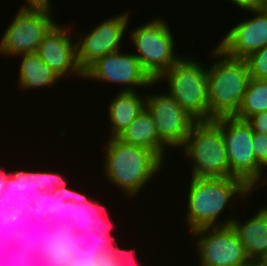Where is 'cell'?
<instances>
[{"mask_svg": "<svg viewBox=\"0 0 267 266\" xmlns=\"http://www.w3.org/2000/svg\"><path fill=\"white\" fill-rule=\"evenodd\" d=\"M146 108L152 114L160 140L168 147H182L196 122L169 94L146 95Z\"/></svg>", "mask_w": 267, "mask_h": 266, "instance_id": "30bf717a", "label": "cell"}, {"mask_svg": "<svg viewBox=\"0 0 267 266\" xmlns=\"http://www.w3.org/2000/svg\"><path fill=\"white\" fill-rule=\"evenodd\" d=\"M14 245V233H10L5 229L0 232V253L6 252V249ZM2 255L0 254V262L4 265Z\"/></svg>", "mask_w": 267, "mask_h": 266, "instance_id": "836d02e7", "label": "cell"}, {"mask_svg": "<svg viewBox=\"0 0 267 266\" xmlns=\"http://www.w3.org/2000/svg\"><path fill=\"white\" fill-rule=\"evenodd\" d=\"M196 236L200 266H243L250 263L244 245L231 225L204 227L191 232Z\"/></svg>", "mask_w": 267, "mask_h": 266, "instance_id": "9c48e42d", "label": "cell"}, {"mask_svg": "<svg viewBox=\"0 0 267 266\" xmlns=\"http://www.w3.org/2000/svg\"><path fill=\"white\" fill-rule=\"evenodd\" d=\"M186 223L190 232L204 227L228 226L233 218L218 223L219 215L235 196L246 198L250 189L242 180L234 177L195 178L189 184ZM218 223V224H217ZM221 224V225H220Z\"/></svg>", "mask_w": 267, "mask_h": 266, "instance_id": "6da1fadb", "label": "cell"}, {"mask_svg": "<svg viewBox=\"0 0 267 266\" xmlns=\"http://www.w3.org/2000/svg\"><path fill=\"white\" fill-rule=\"evenodd\" d=\"M267 111V80L251 77L242 104L234 116L246 120L256 113Z\"/></svg>", "mask_w": 267, "mask_h": 266, "instance_id": "603a6c76", "label": "cell"}, {"mask_svg": "<svg viewBox=\"0 0 267 266\" xmlns=\"http://www.w3.org/2000/svg\"><path fill=\"white\" fill-rule=\"evenodd\" d=\"M135 250L134 249H122L120 247H110L108 249H106V251L104 252L105 255H109V256H112L114 258V260H116V262L118 263L119 266H124L125 264L127 263H134L135 260L133 255H135L134 252ZM131 252H134L132 253V255L128 254V253H131ZM133 260V261H132Z\"/></svg>", "mask_w": 267, "mask_h": 266, "instance_id": "4dcf8cb0", "label": "cell"}, {"mask_svg": "<svg viewBox=\"0 0 267 266\" xmlns=\"http://www.w3.org/2000/svg\"><path fill=\"white\" fill-rule=\"evenodd\" d=\"M3 169H0V214H5V205L3 203V198L1 197L2 193L5 190V183H7V180L10 178V175L12 173H7L5 171H2Z\"/></svg>", "mask_w": 267, "mask_h": 266, "instance_id": "d590c367", "label": "cell"}, {"mask_svg": "<svg viewBox=\"0 0 267 266\" xmlns=\"http://www.w3.org/2000/svg\"><path fill=\"white\" fill-rule=\"evenodd\" d=\"M98 266H119L112 256L100 254L98 256Z\"/></svg>", "mask_w": 267, "mask_h": 266, "instance_id": "8d00e7d4", "label": "cell"}, {"mask_svg": "<svg viewBox=\"0 0 267 266\" xmlns=\"http://www.w3.org/2000/svg\"><path fill=\"white\" fill-rule=\"evenodd\" d=\"M185 156L194 161L192 176L195 178L232 177L221 131V118L196 121L183 145Z\"/></svg>", "mask_w": 267, "mask_h": 266, "instance_id": "277c9868", "label": "cell"}, {"mask_svg": "<svg viewBox=\"0 0 267 266\" xmlns=\"http://www.w3.org/2000/svg\"><path fill=\"white\" fill-rule=\"evenodd\" d=\"M263 261L267 264V256L265 257V259Z\"/></svg>", "mask_w": 267, "mask_h": 266, "instance_id": "b9f144b4", "label": "cell"}, {"mask_svg": "<svg viewBox=\"0 0 267 266\" xmlns=\"http://www.w3.org/2000/svg\"><path fill=\"white\" fill-rule=\"evenodd\" d=\"M253 132L267 135V111L256 113L246 119Z\"/></svg>", "mask_w": 267, "mask_h": 266, "instance_id": "1f68e13d", "label": "cell"}, {"mask_svg": "<svg viewBox=\"0 0 267 266\" xmlns=\"http://www.w3.org/2000/svg\"><path fill=\"white\" fill-rule=\"evenodd\" d=\"M117 138L126 144L148 148L164 162L166 145L160 140L153 116L146 107Z\"/></svg>", "mask_w": 267, "mask_h": 266, "instance_id": "d6986e66", "label": "cell"}, {"mask_svg": "<svg viewBox=\"0 0 267 266\" xmlns=\"http://www.w3.org/2000/svg\"><path fill=\"white\" fill-rule=\"evenodd\" d=\"M98 253L93 248H79L77 258H70L64 266H98Z\"/></svg>", "mask_w": 267, "mask_h": 266, "instance_id": "83f0119b", "label": "cell"}, {"mask_svg": "<svg viewBox=\"0 0 267 266\" xmlns=\"http://www.w3.org/2000/svg\"><path fill=\"white\" fill-rule=\"evenodd\" d=\"M251 77L267 80V46L245 58Z\"/></svg>", "mask_w": 267, "mask_h": 266, "instance_id": "d4e9b609", "label": "cell"}, {"mask_svg": "<svg viewBox=\"0 0 267 266\" xmlns=\"http://www.w3.org/2000/svg\"><path fill=\"white\" fill-rule=\"evenodd\" d=\"M32 199L33 204L30 207L32 211H30L29 221L33 222L35 220L37 223L43 218L60 223V209L65 202L78 204L89 201L86 195L66 187L54 189L51 192H43Z\"/></svg>", "mask_w": 267, "mask_h": 266, "instance_id": "ffe728a7", "label": "cell"}, {"mask_svg": "<svg viewBox=\"0 0 267 266\" xmlns=\"http://www.w3.org/2000/svg\"><path fill=\"white\" fill-rule=\"evenodd\" d=\"M129 13L108 18L92 29L83 39L77 41L79 67L85 72L98 59L107 54L120 51V41L127 29Z\"/></svg>", "mask_w": 267, "mask_h": 266, "instance_id": "7c38bea8", "label": "cell"}, {"mask_svg": "<svg viewBox=\"0 0 267 266\" xmlns=\"http://www.w3.org/2000/svg\"><path fill=\"white\" fill-rule=\"evenodd\" d=\"M105 146L104 175L131 197L160 171L163 161L151 150L110 138Z\"/></svg>", "mask_w": 267, "mask_h": 266, "instance_id": "7a4b0ae2", "label": "cell"}, {"mask_svg": "<svg viewBox=\"0 0 267 266\" xmlns=\"http://www.w3.org/2000/svg\"><path fill=\"white\" fill-rule=\"evenodd\" d=\"M82 237L88 242L84 248H93L97 250L98 255L104 254L106 249L114 247L117 241L113 242L111 236H105L100 233H94L92 230L85 231ZM114 243V244H113Z\"/></svg>", "mask_w": 267, "mask_h": 266, "instance_id": "4316f807", "label": "cell"}, {"mask_svg": "<svg viewBox=\"0 0 267 266\" xmlns=\"http://www.w3.org/2000/svg\"><path fill=\"white\" fill-rule=\"evenodd\" d=\"M230 225L244 245L250 261L264 260L267 256V206L259 208L256 215L244 223L235 218Z\"/></svg>", "mask_w": 267, "mask_h": 266, "instance_id": "ac0fdd59", "label": "cell"}, {"mask_svg": "<svg viewBox=\"0 0 267 266\" xmlns=\"http://www.w3.org/2000/svg\"><path fill=\"white\" fill-rule=\"evenodd\" d=\"M87 241L64 223L52 222V230L46 234L45 244L39 250L40 260L50 266H64L70 258H77L79 248Z\"/></svg>", "mask_w": 267, "mask_h": 266, "instance_id": "2e32d148", "label": "cell"}, {"mask_svg": "<svg viewBox=\"0 0 267 266\" xmlns=\"http://www.w3.org/2000/svg\"><path fill=\"white\" fill-rule=\"evenodd\" d=\"M195 59L180 58L157 80H167L170 95L196 121H209L207 68Z\"/></svg>", "mask_w": 267, "mask_h": 266, "instance_id": "5b68a950", "label": "cell"}, {"mask_svg": "<svg viewBox=\"0 0 267 266\" xmlns=\"http://www.w3.org/2000/svg\"><path fill=\"white\" fill-rule=\"evenodd\" d=\"M126 85L121 91H135L134 87H149L157 83L142 68L137 56L121 51L112 52L98 59L85 72L84 79ZM133 87V88H132Z\"/></svg>", "mask_w": 267, "mask_h": 266, "instance_id": "8fae6325", "label": "cell"}, {"mask_svg": "<svg viewBox=\"0 0 267 266\" xmlns=\"http://www.w3.org/2000/svg\"><path fill=\"white\" fill-rule=\"evenodd\" d=\"M163 19H153L132 31L130 37L137 51L142 68L156 81L181 57L174 51V38Z\"/></svg>", "mask_w": 267, "mask_h": 266, "instance_id": "ba28073f", "label": "cell"}, {"mask_svg": "<svg viewBox=\"0 0 267 266\" xmlns=\"http://www.w3.org/2000/svg\"><path fill=\"white\" fill-rule=\"evenodd\" d=\"M19 86L23 89H35L54 85L61 79L36 52L21 55Z\"/></svg>", "mask_w": 267, "mask_h": 266, "instance_id": "7402d4cb", "label": "cell"}, {"mask_svg": "<svg viewBox=\"0 0 267 266\" xmlns=\"http://www.w3.org/2000/svg\"><path fill=\"white\" fill-rule=\"evenodd\" d=\"M68 30L56 24L44 37L36 53L59 77H64L68 72L69 75L73 73L84 78L78 64L77 43H73Z\"/></svg>", "mask_w": 267, "mask_h": 266, "instance_id": "5bb4252c", "label": "cell"}, {"mask_svg": "<svg viewBox=\"0 0 267 266\" xmlns=\"http://www.w3.org/2000/svg\"><path fill=\"white\" fill-rule=\"evenodd\" d=\"M138 266V264H137V262L136 263H127V264H125L124 266Z\"/></svg>", "mask_w": 267, "mask_h": 266, "instance_id": "60d3db41", "label": "cell"}, {"mask_svg": "<svg viewBox=\"0 0 267 266\" xmlns=\"http://www.w3.org/2000/svg\"><path fill=\"white\" fill-rule=\"evenodd\" d=\"M248 11L255 17L234 25L217 45L229 57L245 59L267 46V6Z\"/></svg>", "mask_w": 267, "mask_h": 266, "instance_id": "4fadbf2b", "label": "cell"}, {"mask_svg": "<svg viewBox=\"0 0 267 266\" xmlns=\"http://www.w3.org/2000/svg\"><path fill=\"white\" fill-rule=\"evenodd\" d=\"M250 266H267V264L263 261H250Z\"/></svg>", "mask_w": 267, "mask_h": 266, "instance_id": "74e56055", "label": "cell"}, {"mask_svg": "<svg viewBox=\"0 0 267 266\" xmlns=\"http://www.w3.org/2000/svg\"><path fill=\"white\" fill-rule=\"evenodd\" d=\"M35 266H50L48 263H46L45 261H36V265Z\"/></svg>", "mask_w": 267, "mask_h": 266, "instance_id": "ab89813d", "label": "cell"}, {"mask_svg": "<svg viewBox=\"0 0 267 266\" xmlns=\"http://www.w3.org/2000/svg\"><path fill=\"white\" fill-rule=\"evenodd\" d=\"M231 3L236 4L241 9L255 10L266 7L267 5L263 0H230Z\"/></svg>", "mask_w": 267, "mask_h": 266, "instance_id": "d6a6232c", "label": "cell"}, {"mask_svg": "<svg viewBox=\"0 0 267 266\" xmlns=\"http://www.w3.org/2000/svg\"><path fill=\"white\" fill-rule=\"evenodd\" d=\"M221 131L228 157L229 173L242 180L250 189L257 188L264 170L253 149L254 132L246 120L221 117Z\"/></svg>", "mask_w": 267, "mask_h": 266, "instance_id": "8992f818", "label": "cell"}, {"mask_svg": "<svg viewBox=\"0 0 267 266\" xmlns=\"http://www.w3.org/2000/svg\"><path fill=\"white\" fill-rule=\"evenodd\" d=\"M29 219L27 216L17 214L15 211H5L4 229L10 233H18L27 227Z\"/></svg>", "mask_w": 267, "mask_h": 266, "instance_id": "f1b7e54d", "label": "cell"}, {"mask_svg": "<svg viewBox=\"0 0 267 266\" xmlns=\"http://www.w3.org/2000/svg\"><path fill=\"white\" fill-rule=\"evenodd\" d=\"M19 205H18V209L15 210V212L17 214L20 215H25L28 218H30V211H32L30 209L31 205L33 204V199L30 197H23L21 196L19 198Z\"/></svg>", "mask_w": 267, "mask_h": 266, "instance_id": "e575fe53", "label": "cell"}, {"mask_svg": "<svg viewBox=\"0 0 267 266\" xmlns=\"http://www.w3.org/2000/svg\"><path fill=\"white\" fill-rule=\"evenodd\" d=\"M67 185V181L60 174L24 170L13 172L5 183V190L1 195L5 211L18 209L21 196L34 198L43 192H51Z\"/></svg>", "mask_w": 267, "mask_h": 266, "instance_id": "9a60e30c", "label": "cell"}, {"mask_svg": "<svg viewBox=\"0 0 267 266\" xmlns=\"http://www.w3.org/2000/svg\"><path fill=\"white\" fill-rule=\"evenodd\" d=\"M212 54L219 60L207 69L209 121L235 116L251 79L245 59L229 57L217 46Z\"/></svg>", "mask_w": 267, "mask_h": 266, "instance_id": "3957f363", "label": "cell"}, {"mask_svg": "<svg viewBox=\"0 0 267 266\" xmlns=\"http://www.w3.org/2000/svg\"><path fill=\"white\" fill-rule=\"evenodd\" d=\"M51 6L22 5L9 24L0 41L3 56L36 52L44 37L56 25Z\"/></svg>", "mask_w": 267, "mask_h": 266, "instance_id": "52a82bcc", "label": "cell"}, {"mask_svg": "<svg viewBox=\"0 0 267 266\" xmlns=\"http://www.w3.org/2000/svg\"><path fill=\"white\" fill-rule=\"evenodd\" d=\"M32 227L36 228V230ZM50 230H52V222L48 218L40 219L38 223L35 220L33 223L29 221L24 230L14 234V246L19 250L34 253L40 259L39 250L45 244L46 234Z\"/></svg>", "mask_w": 267, "mask_h": 266, "instance_id": "cb8c5ba5", "label": "cell"}, {"mask_svg": "<svg viewBox=\"0 0 267 266\" xmlns=\"http://www.w3.org/2000/svg\"><path fill=\"white\" fill-rule=\"evenodd\" d=\"M146 98L141 99L136 91H120L109 105L111 138H117L145 109Z\"/></svg>", "mask_w": 267, "mask_h": 266, "instance_id": "44dd1931", "label": "cell"}, {"mask_svg": "<svg viewBox=\"0 0 267 266\" xmlns=\"http://www.w3.org/2000/svg\"><path fill=\"white\" fill-rule=\"evenodd\" d=\"M97 201L91 199L86 203L65 202L60 209V223L66 224L70 229L75 230L76 233L83 234L85 231L92 230L94 233H100L109 236L111 233L112 222L108 216L104 219L105 214L102 210H106L104 205L99 206ZM104 215V216H103ZM108 222H106V221Z\"/></svg>", "mask_w": 267, "mask_h": 266, "instance_id": "e0dca14e", "label": "cell"}, {"mask_svg": "<svg viewBox=\"0 0 267 266\" xmlns=\"http://www.w3.org/2000/svg\"><path fill=\"white\" fill-rule=\"evenodd\" d=\"M253 149L257 162L267 168V135L254 132Z\"/></svg>", "mask_w": 267, "mask_h": 266, "instance_id": "f546056e", "label": "cell"}, {"mask_svg": "<svg viewBox=\"0 0 267 266\" xmlns=\"http://www.w3.org/2000/svg\"><path fill=\"white\" fill-rule=\"evenodd\" d=\"M4 230V214H0V232Z\"/></svg>", "mask_w": 267, "mask_h": 266, "instance_id": "f35d334b", "label": "cell"}, {"mask_svg": "<svg viewBox=\"0 0 267 266\" xmlns=\"http://www.w3.org/2000/svg\"><path fill=\"white\" fill-rule=\"evenodd\" d=\"M6 251L7 252H4L2 254L3 255H7L9 253L10 254L5 256V258L3 257V259H5V261H4L5 265L4 266H35L36 261L40 260L34 253L19 250L14 245L10 246V248H7ZM10 257H11V259H10ZM7 261H8V263H7ZM0 266H3V265L0 263Z\"/></svg>", "mask_w": 267, "mask_h": 266, "instance_id": "484cf974", "label": "cell"}]
</instances>
